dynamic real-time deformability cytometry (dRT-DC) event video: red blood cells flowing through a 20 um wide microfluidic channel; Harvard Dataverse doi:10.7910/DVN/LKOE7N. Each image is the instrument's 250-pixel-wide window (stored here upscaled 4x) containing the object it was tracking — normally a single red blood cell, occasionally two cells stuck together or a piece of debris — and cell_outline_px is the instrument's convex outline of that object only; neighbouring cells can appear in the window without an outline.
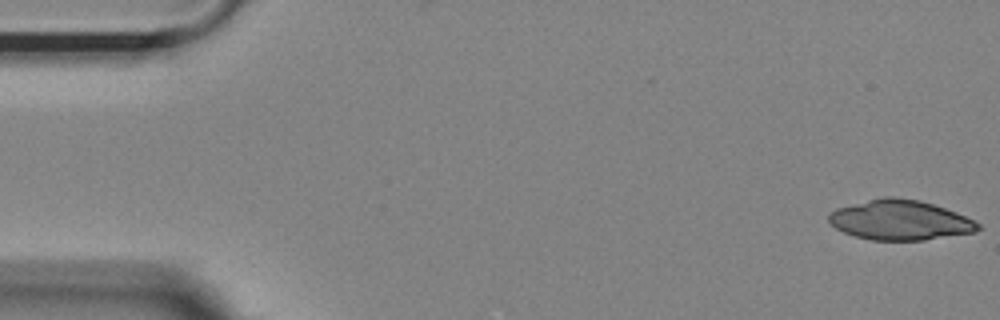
{"species": "Egyptian fruit bat (a non-hibernating species)", "species_latin": "Rousettus aegyptiacus", "temperature_condition": "room temperature", "stored_images_in_passage": 54, "camera_frame_rate_fps": 3000, "um_per_image_px": 0.085, "animal": {"sex": "female"}, "frame": {"image": 1, "passage_image": 1, "time_ms": 0.0, "image_size_px": [1000, 320], "cell_outline_px": [[980, 228], [976, 232], [924, 240], [872, 240], [856, 236], [844, 232], [836, 228], [828, 220], [828, 212], [836, 208], [884, 196], [892, 196], [920, 200], [956, 212], [980, 224]], "centroid_in_image_um": [76.49, 18.7], "position_along_channel_um": 8.5, "area_um2": 34.56}}
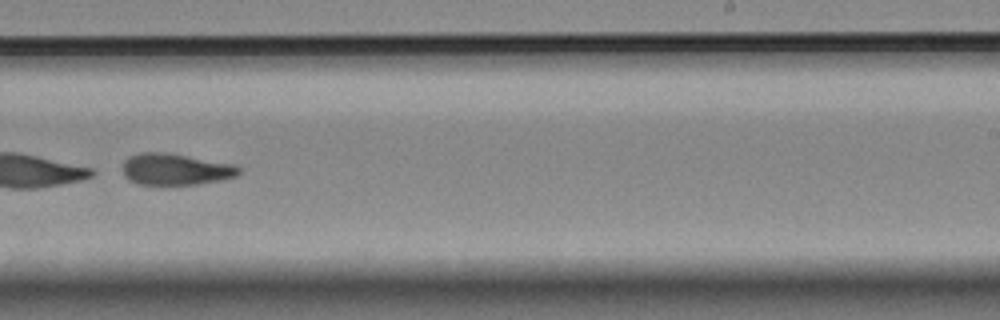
{"frame": {"image": 2, "passage_image": 34, "time_ms": 11.0, "image_size_px": [1000, 320], "cell_outline_px": [[240, 172], [236, 176], [220, 180], [196, 184], [136, 184], [128, 180], [124, 176], [124, 160], [128, 156], [140, 152], [168, 152], [236, 164], [240, 168]], "centroid_in_image_um": [14.92, 14.37], "position_along_channel_um": 274.1, "area_um2": 21.5}}